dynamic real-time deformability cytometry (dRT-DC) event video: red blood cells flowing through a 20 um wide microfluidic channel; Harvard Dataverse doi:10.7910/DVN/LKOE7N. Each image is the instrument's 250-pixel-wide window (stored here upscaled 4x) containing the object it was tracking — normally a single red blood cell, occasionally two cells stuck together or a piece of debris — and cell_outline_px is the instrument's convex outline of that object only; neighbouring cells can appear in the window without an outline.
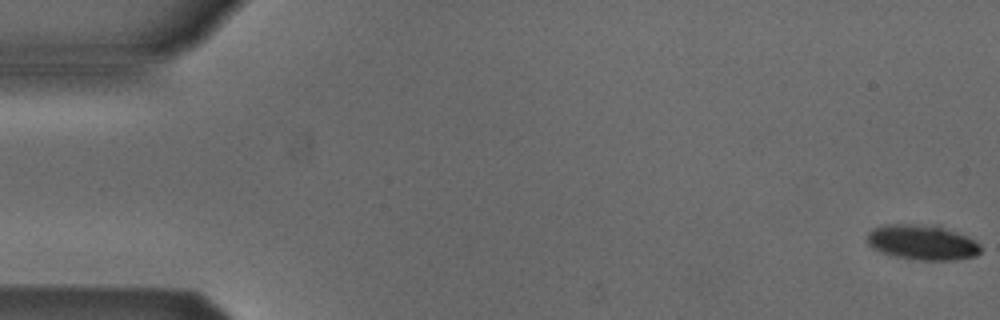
{"species": "Egyptian fruit bat (a non-hibernating species)", "species_latin": "Rousettus aegyptiacus", "temperature_condition": "cold", "stored_images_in_passage": 5, "camera_frame_rate_fps": 3000, "um_per_image_px": 0.085, "animal": {"sex": "male"}, "frame": {"image": 1, "passage_image": 1, "time_ms": 0.0, "image_size_px": [1000, 320], "cell_outline_px": [[980, 252], [976, 256], [956, 260], [916, 260], [896, 256], [872, 248], [868, 244], [868, 232], [872, 228], [884, 224], [936, 224], [968, 236], [976, 240], [980, 244]], "centroid_in_image_um": [78.42, 20.58], "position_along_channel_um": 6.6, "area_um2": 23.52}}
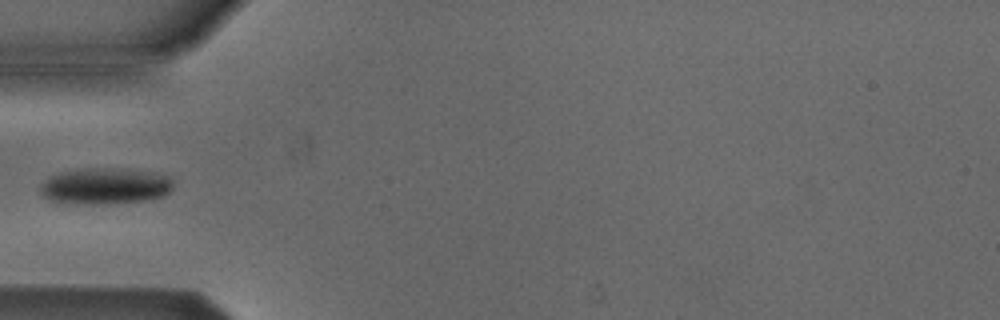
{"frame": {"image": 2, "passage_image": 5, "time_ms": 5.667, "image_size_px": [1000, 320], "cell_outline_px": [[172, 188], [164, 196], [148, 200], [108, 204], [92, 204], [48, 200], [40, 192], [40, 184], [48, 176], [56, 172], [84, 168], [116, 168], [156, 172], [172, 176]], "centroid_in_image_um": [8.94, 15.8], "position_along_channel_um": 76.1, "area_um2": 28.55}}